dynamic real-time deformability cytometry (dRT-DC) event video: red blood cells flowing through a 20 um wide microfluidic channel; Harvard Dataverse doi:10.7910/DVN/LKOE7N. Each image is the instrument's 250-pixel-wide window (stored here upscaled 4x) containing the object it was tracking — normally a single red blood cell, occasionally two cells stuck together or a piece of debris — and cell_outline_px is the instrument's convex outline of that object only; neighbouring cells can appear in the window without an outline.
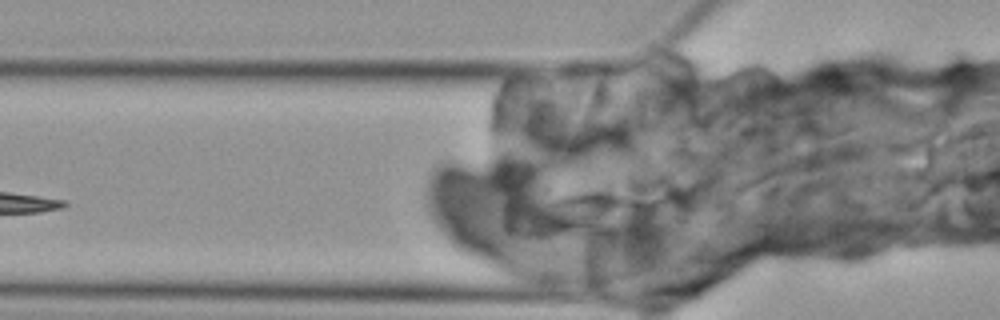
{"species": "Egyptian fruit bat (a non-hibernating species)", "species_latin": "Rousettus aegyptiacus", "temperature_condition": "cold", "stored_images_in_passage": 3, "camera_frame_rate_fps": 3000, "um_per_image_px": 0.085, "animal": {"sex": "female"}, "frame": {"image": 1, "passage_image": 2, "time_ms": 1.333, "image_size_px": [1000, 320], "cell_outline_px": [[688, 220], [664, 224], [564, 228], [552, 228], [528, 220], [548, 200], [556, 196], [568, 192], [596, 188], [608, 188], [660, 200]], "centroid_in_image_um": [51.31, 17.86], "position_along_channel_um": 74.5, "area_um2": 31.67}}